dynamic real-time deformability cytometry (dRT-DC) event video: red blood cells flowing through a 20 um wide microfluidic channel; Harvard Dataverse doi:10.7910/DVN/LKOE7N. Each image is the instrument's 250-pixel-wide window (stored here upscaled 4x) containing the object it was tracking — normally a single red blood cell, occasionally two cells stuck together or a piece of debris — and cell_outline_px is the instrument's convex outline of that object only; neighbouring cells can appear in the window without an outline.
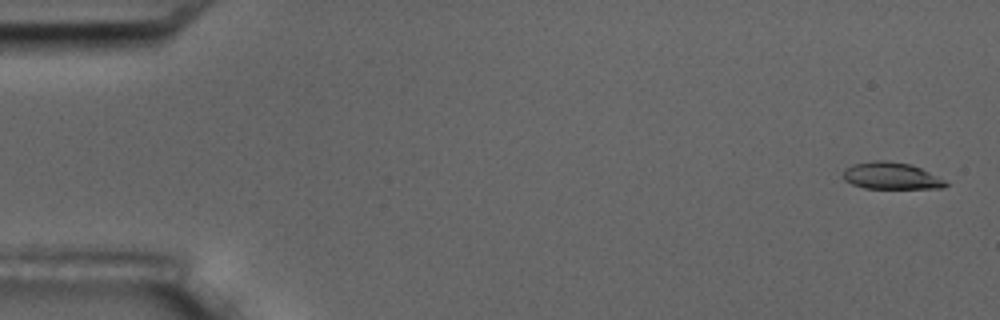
{"species": "common noctule bat (a hibernating species)", "species_latin": "Nyctalus noctula", "temperature_condition": "room temperature", "stored_images_in_passage": 6, "camera_frame_rate_fps": 3000, "um_per_image_px": 0.085, "animal": {"sex": "male", "body_mass_g": 17.5, "forearm_length_mm": 52.3}, "frame": {"image": 1, "passage_image": 1, "time_ms": 0.0, "image_size_px": [1000, 320], "cell_outline_px": [[948, 184], [944, 188], [864, 188], [852, 184], [844, 180], [840, 176], [844, 168], [852, 164], [872, 160], [888, 160], [912, 164], [944, 180]], "centroid_in_image_um": [75.67, 14.93], "position_along_channel_um": 9.3, "area_um2": 16.24}}
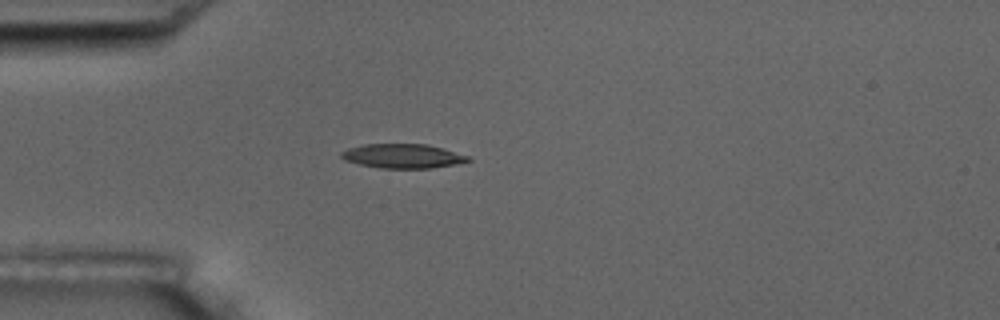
{"frame": {"image": 2, "passage_image": 5, "time_ms": 4.667, "image_size_px": [1000, 320], "cell_outline_px": [[472, 160], [456, 164], [432, 168], [380, 168], [360, 164], [344, 160], [340, 156], [340, 152], [348, 148], [364, 144], [428, 144], [444, 148], [468, 156]], "centroid_in_image_um": [34.23, 13.26], "position_along_channel_um": 50.8, "area_um2": 17.98}}